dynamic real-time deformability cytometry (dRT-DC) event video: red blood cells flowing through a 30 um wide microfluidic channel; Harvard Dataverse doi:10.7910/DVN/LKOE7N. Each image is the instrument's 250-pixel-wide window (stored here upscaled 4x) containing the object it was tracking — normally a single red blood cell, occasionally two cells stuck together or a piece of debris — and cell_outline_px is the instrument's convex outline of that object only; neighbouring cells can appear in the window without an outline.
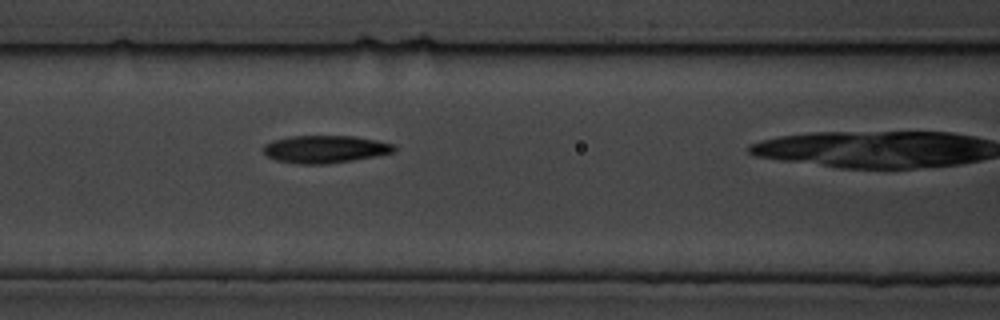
{"species": "common noctule bat (a hibernating species)", "species_latin": "Nyctalus noctula", "temperature_condition": "cold", "stored_images_in_passage": 5, "camera_frame_rate_fps": 3000, "um_per_image_px": 0.085, "animal": {"sex": "male", "body_mass_g": 19.5, "forearm_length_mm": 54.6}, "frame": {"image": 1, "passage_image": 4, "time_ms": 3.333, "image_size_px": [1000, 320], "cell_outline_px": [[396, 148], [392, 152], [376, 156], [328, 164], [296, 164], [276, 160], [268, 156], [264, 152], [264, 144], [272, 140], [288, 136], [352, 136], [376, 140], [392, 144]], "centroid_in_image_um": [27.59, 12.68], "position_along_channel_um": 139.0, "area_um2": 20.92}}